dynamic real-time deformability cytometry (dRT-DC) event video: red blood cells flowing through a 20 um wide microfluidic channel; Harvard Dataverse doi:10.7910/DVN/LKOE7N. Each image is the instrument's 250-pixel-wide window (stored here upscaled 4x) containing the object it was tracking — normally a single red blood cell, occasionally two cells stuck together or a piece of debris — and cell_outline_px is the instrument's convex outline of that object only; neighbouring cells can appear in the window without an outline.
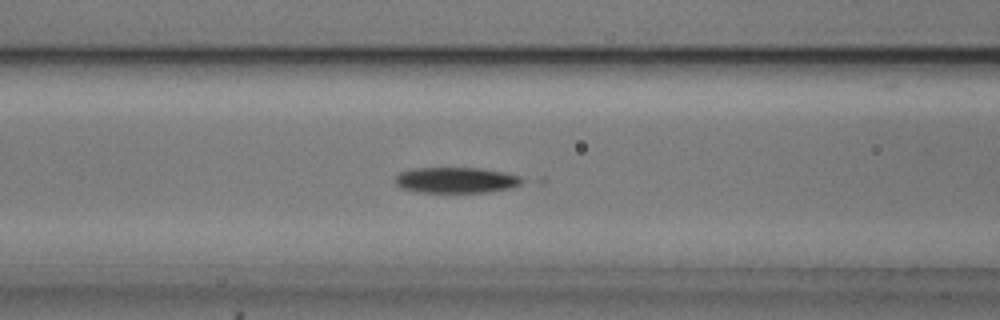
{"species": "common noctule bat (a hibernating species)", "species_latin": "Nyctalus noctula", "temperature_condition": "cold", "stored_images_in_passage": 49, "camera_frame_rate_fps": 3000, "um_per_image_px": 0.085, "animal": {"sex": "male", "body_mass_g": 20.5, "forearm_length_mm": 52.5}, "frame": {"image": 1, "passage_image": 17, "time_ms": 5.333, "image_size_px": [1000, 320], "cell_outline_px": [[528, 180], [512, 188], [488, 192], [420, 192], [400, 188], [396, 184], [396, 176], [400, 172], [412, 168], [480, 168], [504, 172], [520, 176]], "centroid_in_image_um": [38.81, 15.31], "position_along_channel_um": 127.8, "area_um2": 19.19}}
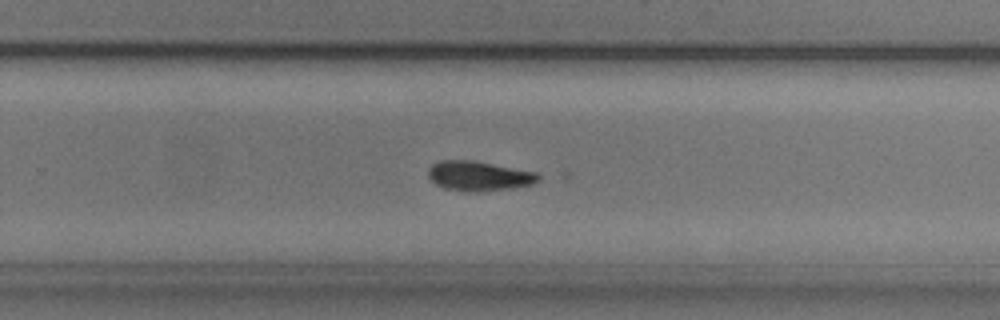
{"frame": {"image": 2, "passage_image": 30, "time_ms": 9.667, "image_size_px": [1000, 320], "cell_outline_px": [[540, 180], [532, 184], [512, 188], [444, 188], [436, 184], [428, 176], [428, 168], [432, 164], [440, 160], [476, 160], [536, 172], [540, 176]], "centroid_in_image_um": [40.72, 14.88], "position_along_channel_um": 289.1, "area_um2": 18.15}}
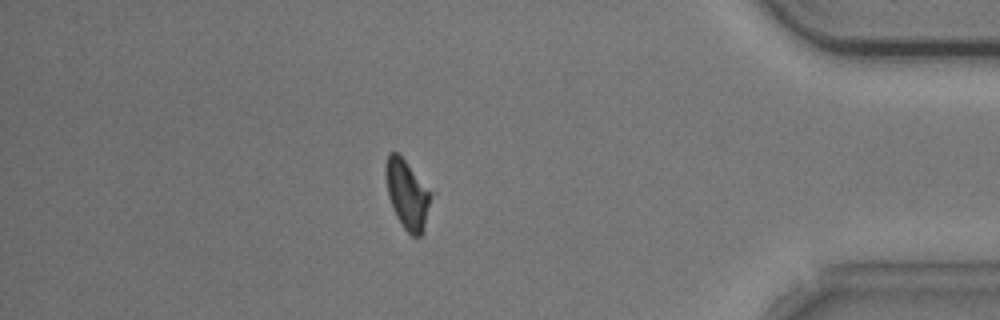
{"frame": {"image": 3, "passage_image": 42, "time_ms": 13.667, "image_size_px": [1000, 320], "cell_outline_px": [[436, 192], [424, 232], [420, 236], [412, 236], [404, 228], [396, 216], [392, 208], [388, 196], [384, 172], [384, 168], [388, 152], [396, 152]], "centroid_in_image_um": [34.69, 16.53], "position_along_channel_um": 400.5, "area_um2": 19.19}, "authors_computed_cell_mechanics": {"area_um2": 18.7272, "velocity_mm_per_s": 3.7244, "shape_relaxation_time_tau1_ms": null, "shape_relaxation_time_tau2_ms": 5.3992, "deformation_change_tau1": null, "deformation_change_tau2": 0.0945}}